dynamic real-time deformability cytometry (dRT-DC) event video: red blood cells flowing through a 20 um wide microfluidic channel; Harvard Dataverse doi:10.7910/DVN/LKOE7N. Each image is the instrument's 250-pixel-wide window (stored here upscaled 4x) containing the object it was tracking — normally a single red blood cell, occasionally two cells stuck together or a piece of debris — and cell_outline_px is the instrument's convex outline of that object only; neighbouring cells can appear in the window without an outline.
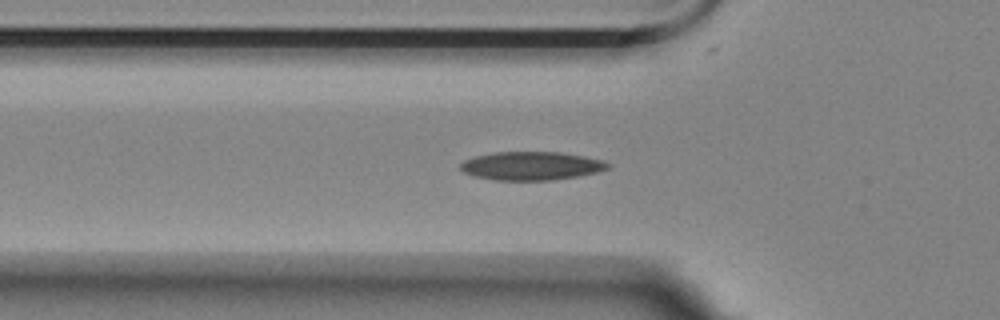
{"species": "Egyptian fruit bat (a non-hibernating species)", "species_latin": "Rousettus aegyptiacus", "temperature_condition": "room temperature", "stored_images_in_passage": 11, "camera_frame_rate_fps": 3000, "um_per_image_px": 0.085, "animal": {"sex": "female"}, "frame": {"image": 1, "passage_image": 9, "time_ms": 2.667, "image_size_px": [1000, 320], "cell_outline_px": [[612, 164], [608, 168], [596, 172], [576, 176], [552, 180], [496, 180], [472, 176], [464, 172], [460, 168], [460, 164], [464, 160], [476, 156], [496, 152], [560, 152], [584, 156], [600, 160]], "centroid_in_image_um": [45.14, 14.1], "position_along_channel_um": 80.7, "area_um2": 24.28}}